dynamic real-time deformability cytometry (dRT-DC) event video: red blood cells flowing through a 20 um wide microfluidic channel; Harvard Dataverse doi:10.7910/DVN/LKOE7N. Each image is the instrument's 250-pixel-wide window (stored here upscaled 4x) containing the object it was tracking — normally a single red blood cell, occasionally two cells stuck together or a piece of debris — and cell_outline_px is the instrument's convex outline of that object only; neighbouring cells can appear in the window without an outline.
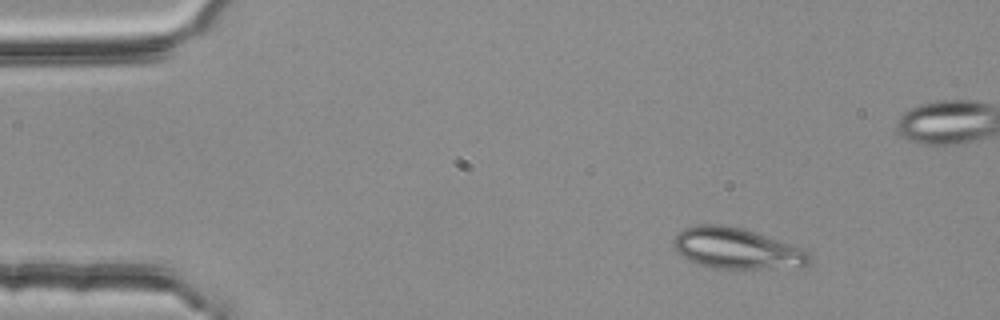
{"species": "common noctule bat (a hibernating species)", "species_latin": "Nyctalus noctula", "temperature_condition": "room temperature", "stored_images_in_passage": 3, "camera_frame_rate_fps": 3000, "um_per_image_px": 0.085, "animal": {"sex": "female", "body_mass_g": 25.1}, "frame": {"image": 1, "passage_image": 1, "time_ms": 0.0, "image_size_px": [1000, 320], "cell_outline_px": [[812, 260], [804, 268], [712, 268], [688, 260], [676, 252], [672, 244], [672, 240], [684, 228], [700, 224], [720, 224], [744, 228], [800, 248], [808, 252], [812, 256]], "centroid_in_image_um": [62.62, 21.13], "position_along_channel_um": 22.4, "area_um2": 32.48}}